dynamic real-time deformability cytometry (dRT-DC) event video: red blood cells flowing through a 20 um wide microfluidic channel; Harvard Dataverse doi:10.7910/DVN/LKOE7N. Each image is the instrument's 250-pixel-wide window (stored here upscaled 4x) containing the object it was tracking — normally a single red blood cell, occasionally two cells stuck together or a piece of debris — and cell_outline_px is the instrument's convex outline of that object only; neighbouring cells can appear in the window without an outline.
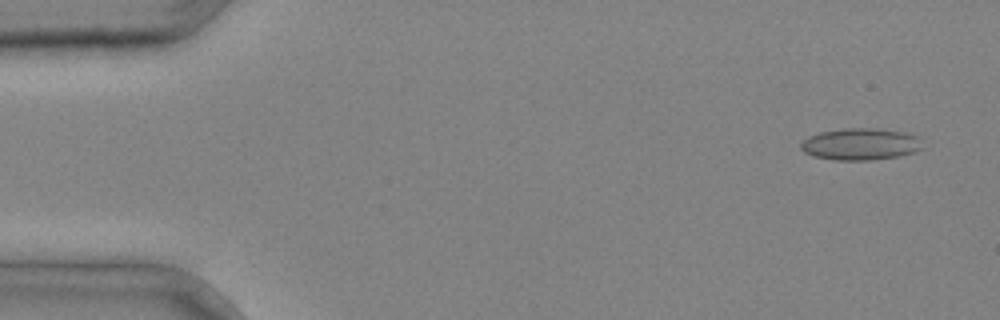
{"species": "common noctule bat (a hibernating species)", "species_latin": "Nyctalus noctula", "temperature_condition": "cold", "stored_images_in_passage": 3, "camera_frame_rate_fps": 3000, "um_per_image_px": 0.085, "animal": {"sex": "male", "body_mass_g": 20.4}, "frame": {"image": 1, "passage_image": 1, "time_ms": 0.0, "image_size_px": [1000, 320], "cell_outline_px": [[920, 148], [916, 152], [900, 156], [872, 160], [836, 160], [812, 156], [804, 152], [800, 148], [800, 144], [808, 136], [820, 132], [844, 128], [876, 128], [904, 132], [920, 136]], "centroid_in_image_um": [73.14, 12.25], "position_along_channel_um": 11.9, "area_um2": 22.72}}
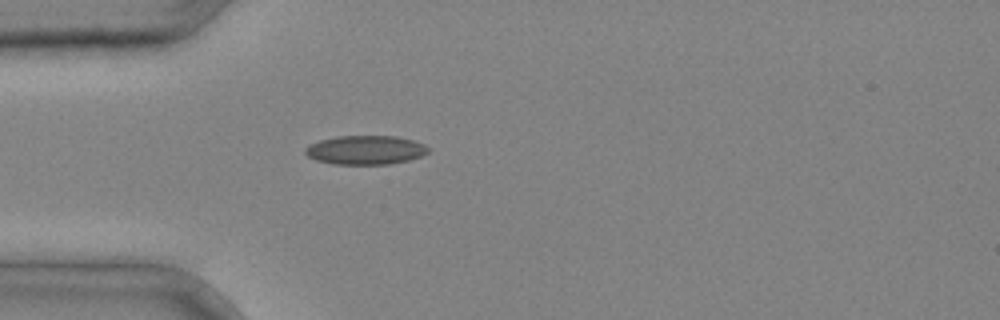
{"frame": {"image": 2, "passage_image": 3, "time_ms": 0.667, "image_size_px": [1000, 320], "cell_outline_px": [[428, 152], [420, 156], [408, 160], [388, 164], [332, 164], [316, 160], [308, 156], [304, 152], [304, 148], [308, 144], [320, 140], [336, 136], [396, 136], [412, 140], [424, 144], [428, 148]], "centroid_in_image_um": [31.02, 12.74], "position_along_channel_um": 54.0, "area_um2": 20.75}}